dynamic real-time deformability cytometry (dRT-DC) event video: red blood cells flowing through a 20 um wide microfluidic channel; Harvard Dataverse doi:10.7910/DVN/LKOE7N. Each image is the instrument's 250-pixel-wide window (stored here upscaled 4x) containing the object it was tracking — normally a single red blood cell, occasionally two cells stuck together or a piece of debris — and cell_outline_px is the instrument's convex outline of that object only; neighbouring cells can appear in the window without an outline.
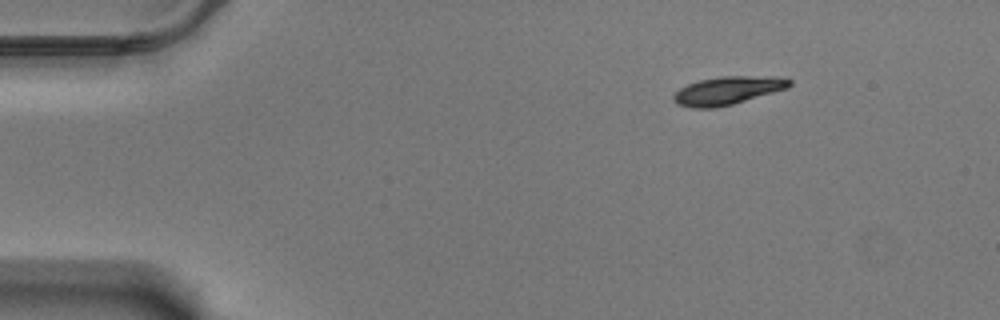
{"species": "Egyptian fruit bat (a non-hibernating species)", "species_latin": "Rousettus aegyptiacus", "temperature_condition": "warm", "stored_images_in_passage": 51, "camera_frame_rate_fps": 3000, "um_per_image_px": 0.085, "animal": {"sex": "male"}, "frame": {"image": 1, "passage_image": 1, "time_ms": 0.0, "image_size_px": [1000, 320], "cell_outline_px": [[792, 84], [788, 88], [732, 104], [716, 108], [692, 108], [676, 104], [672, 100], [672, 96], [680, 88], [688, 84], [700, 80], [720, 76], [776, 76], [792, 80]], "centroid_in_image_um": [61.84, 7.69], "position_along_channel_um": 23.2, "area_um2": 19.07}}
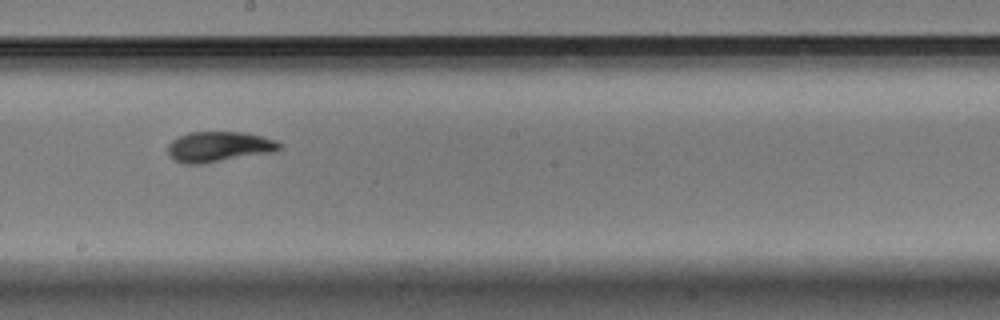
{"frame": {"image": 2, "passage_image": 26, "time_ms": 8.333, "image_size_px": [1000, 320], "cell_outline_px": [[280, 148], [276, 152], [204, 164], [184, 164], [172, 160], [168, 156], [168, 144], [172, 140], [188, 132], [248, 132], [276, 140], [280, 144]], "centroid_in_image_um": [18.6, 12.48], "position_along_channel_um": 229.6, "area_um2": 20.17}}
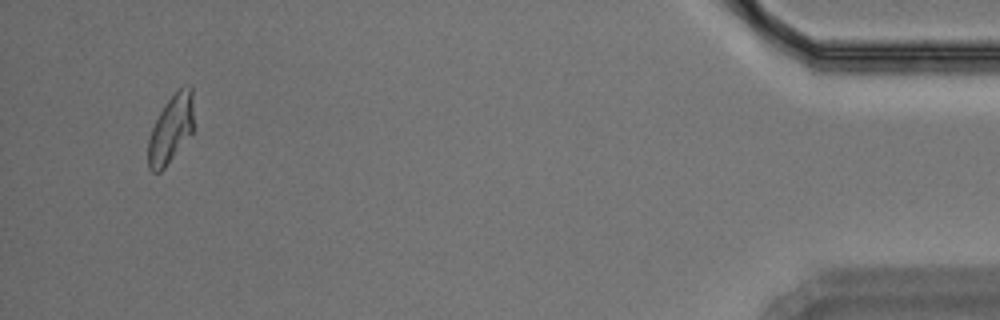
{"frame": {"image": 3, "passage_image": 49, "time_ms": 16.0, "image_size_px": [1000, 320], "cell_outline_px": [[192, 132], [164, 168], [160, 172], [152, 172], [148, 168], [148, 140], [152, 128], [160, 112], [168, 100], [180, 88], [188, 84], [192, 84]], "centroid_in_image_um": [14.51, 10.98], "position_along_channel_um": 420.7, "area_um2": 17.63}, "authors_computed_cell_mechanics": {"area_um2": 19.1318, "velocity_mm_per_s": 3.4506, "shape_relaxation_time_tau1_ms": 5.0528, "shape_relaxation_time_tau2_ms": 2.1029, "deformation_change_tau1": 0.1628, "deformation_change_tau2": 0.0689}}